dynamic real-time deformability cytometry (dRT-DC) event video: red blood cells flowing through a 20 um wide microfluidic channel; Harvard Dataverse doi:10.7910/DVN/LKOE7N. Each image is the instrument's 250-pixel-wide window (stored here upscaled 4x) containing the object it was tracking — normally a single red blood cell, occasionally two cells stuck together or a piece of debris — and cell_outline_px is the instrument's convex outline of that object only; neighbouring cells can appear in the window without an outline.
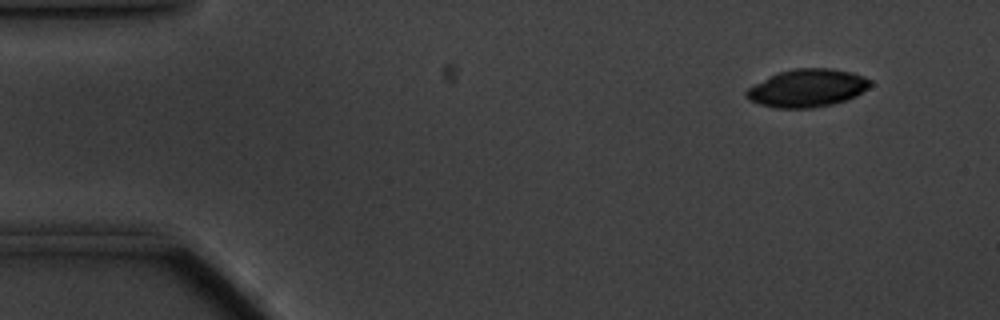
{"species": "common noctule bat (a hibernating species)", "species_latin": "Nyctalus noctula", "temperature_condition": "cold", "stored_images_in_passage": 57, "camera_frame_rate_fps": 3000, "um_per_image_px": 0.085, "animal": {"sex": "male", "body_mass_g": 20.1, "forearm_length_mm": 53.5}, "frame": {"image": 1, "passage_image": 5, "time_ms": 1.333, "image_size_px": [1000, 320], "cell_outline_px": [[868, 84], [864, 88], [852, 96], [840, 100], [820, 104], [768, 104], [756, 100], [748, 96], [748, 92], [752, 88], [776, 76], [788, 72], [840, 72], [856, 76], [868, 80]], "centroid_in_image_um": [68.66, 7.49], "position_along_channel_um": 16.3, "area_um2": 21.68}}
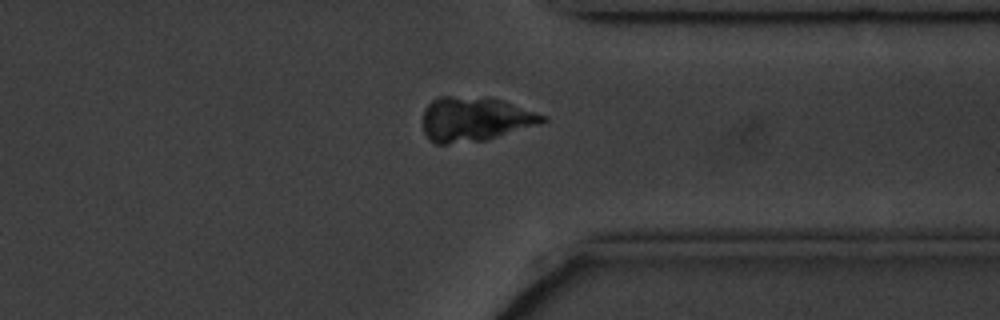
{"frame": {"image": 2, "passage_image": 44, "time_ms": 14.333, "image_size_px": [1000, 320], "cell_outline_px": [[544, 120], [484, 136], [448, 140], [432, 140], [424, 128], [424, 116], [428, 108], [432, 104], [440, 100], [456, 100], [480, 104], [540, 116]], "centroid_in_image_um": [40.04, 10.2], "position_along_channel_um": 371.4, "area_um2": 22.77}}
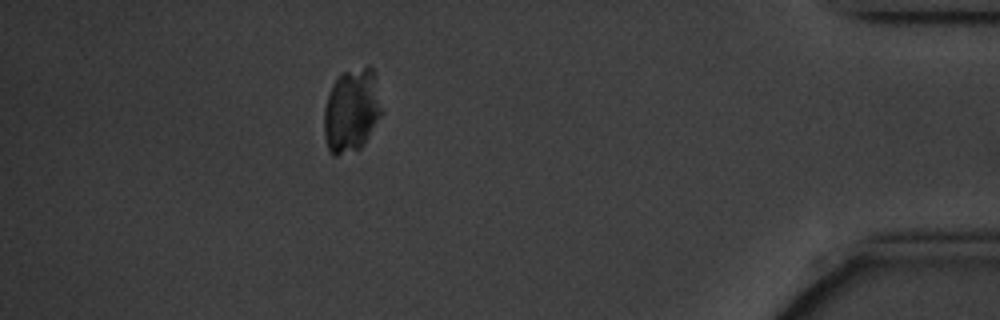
{"frame": {"image": 3, "passage_image": 51, "time_ms": 16.667, "image_size_px": [1000, 320], "cell_outline_px": [[372, 120], [360, 144], [336, 152], [332, 152], [328, 144], [328, 100], [336, 84], [344, 76], [348, 76], [372, 112]], "centroid_in_image_um": [29.49, 9.89], "position_along_channel_um": 405.7, "area_um2": 17.34}}